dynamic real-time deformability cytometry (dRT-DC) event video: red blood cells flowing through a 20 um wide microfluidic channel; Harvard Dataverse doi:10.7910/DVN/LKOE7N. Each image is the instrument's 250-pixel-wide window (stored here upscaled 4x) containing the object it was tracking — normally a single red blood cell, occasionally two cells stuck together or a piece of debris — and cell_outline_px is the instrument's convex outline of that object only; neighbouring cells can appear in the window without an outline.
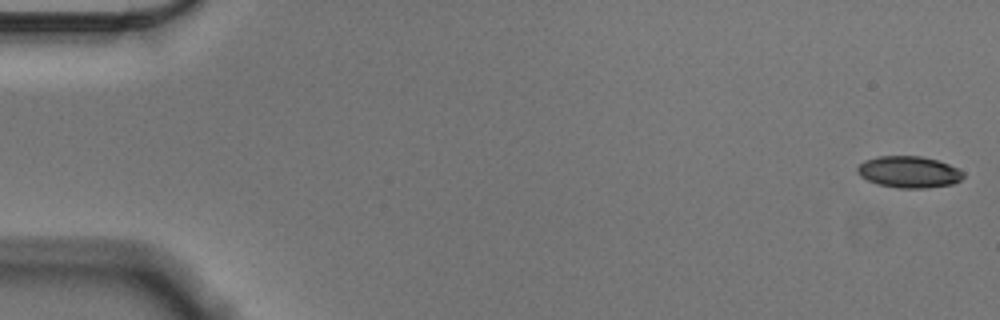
{"species": "Egyptian fruit bat (a non-hibernating species)", "species_latin": "Rousettus aegyptiacus", "temperature_condition": "cold", "stored_images_in_passage": 56, "camera_frame_rate_fps": 3000, "um_per_image_px": 0.085, "animal": {"sex": "male"}, "frame": {"image": 1, "passage_image": 1, "time_ms": 0.0, "image_size_px": [1000, 320], "cell_outline_px": [[964, 176], [960, 180], [952, 184], [928, 188], [900, 188], [880, 184], [868, 180], [860, 176], [856, 172], [856, 168], [864, 160], [880, 156], [920, 156], [936, 160], [948, 164], [964, 172]], "centroid_in_image_um": [77.25, 14.61], "position_along_channel_um": 7.8, "area_um2": 19.36}}
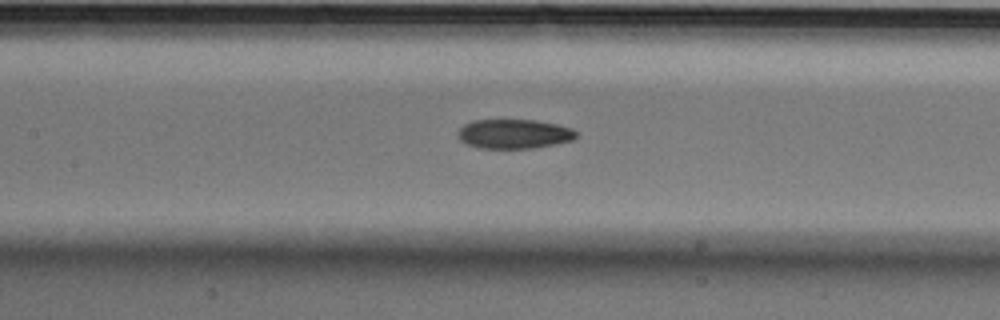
{"frame": {"image": 2, "passage_image": 26, "time_ms": 8.333, "image_size_px": [1000, 320], "cell_outline_px": [[576, 136], [572, 140], [556, 144], [532, 148], [480, 148], [468, 144], [460, 140], [456, 136], [456, 132], [464, 124], [472, 120], [536, 120], [556, 124], [572, 128], [576, 132]], "centroid_in_image_um": [43.66, 11.38], "position_along_channel_um": 163.7, "area_um2": 20.29}}
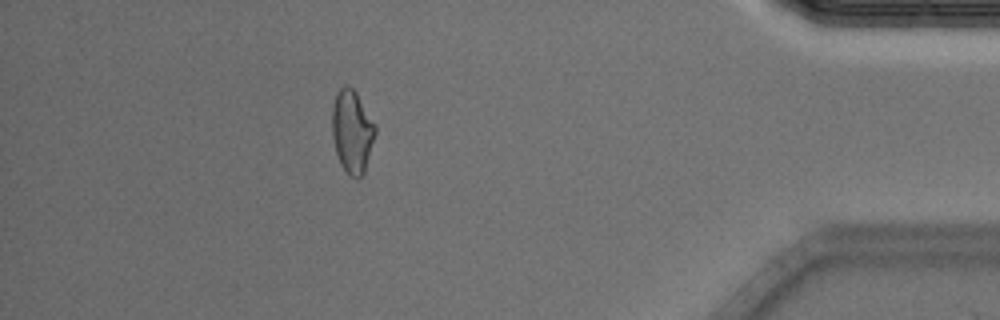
{"frame": {"image": 3, "passage_image": 50, "time_ms": 16.333, "image_size_px": [1000, 320], "cell_outline_px": [[376, 132], [364, 172], [356, 180], [348, 176], [340, 164], [336, 152], [332, 136], [332, 108], [336, 92], [344, 84], [348, 84], [356, 92], [376, 128]], "centroid_in_image_um": [29.9, 11.19], "position_along_channel_um": 405.3, "area_um2": 20.81}, "authors_computed_cell_mechanics": {"area_um2": 20.6924, "velocity_mm_per_s": 3.5707, "shape_relaxation_time_tau1_ms": 5.4463, "shape_relaxation_time_tau2_ms": 6.3333, "deformation_change_tau1": 0.1237, "deformation_change_tau2": 0.1262}}